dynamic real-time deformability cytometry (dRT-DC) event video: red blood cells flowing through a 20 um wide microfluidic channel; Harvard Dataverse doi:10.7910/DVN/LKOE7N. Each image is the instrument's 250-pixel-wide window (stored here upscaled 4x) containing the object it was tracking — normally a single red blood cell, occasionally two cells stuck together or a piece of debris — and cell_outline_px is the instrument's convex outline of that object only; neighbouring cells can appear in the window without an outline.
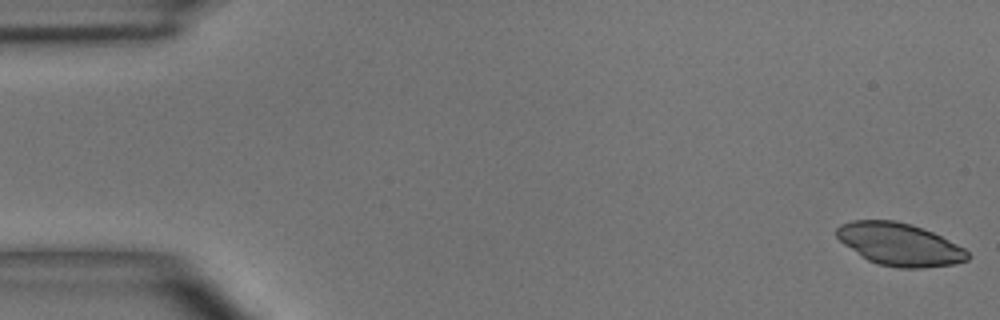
{"species": "common noctule bat (a hibernating species)", "species_latin": "Nyctalus noctula", "temperature_condition": "room temperature", "stored_images_in_passage": 6, "camera_frame_rate_fps": 3000, "um_per_image_px": 0.085, "animal": {"sex": "male", "body_mass_g": 15.6}, "frame": {"image": 1, "passage_image": 1, "time_ms": 0.0, "image_size_px": [1000, 320], "cell_outline_px": [[968, 260], [952, 264], [924, 268], [900, 268], [876, 264], [860, 256], [844, 244], [836, 236], [836, 228], [840, 224], [852, 220], [896, 220], [912, 224], [932, 232], [964, 248], [968, 252]], "centroid_in_image_um": [76.42, 20.76], "position_along_channel_um": 8.6, "area_um2": 32.48}}